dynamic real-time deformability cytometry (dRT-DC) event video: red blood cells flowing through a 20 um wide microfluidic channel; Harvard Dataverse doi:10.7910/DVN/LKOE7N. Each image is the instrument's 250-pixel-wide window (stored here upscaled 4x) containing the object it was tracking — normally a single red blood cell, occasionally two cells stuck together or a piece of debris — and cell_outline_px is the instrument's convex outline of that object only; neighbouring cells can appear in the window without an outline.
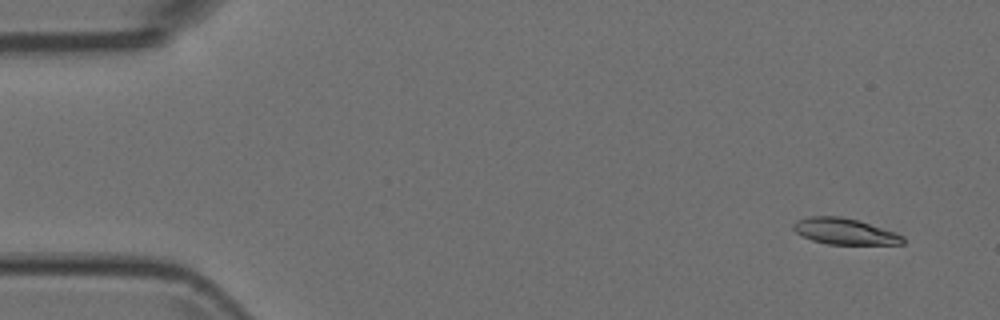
{"species": "Egyptian fruit bat (a non-hibernating species)", "species_latin": "Rousettus aegyptiacus", "temperature_condition": "room temperature", "stored_images_in_passage": 3, "camera_frame_rate_fps": 3000, "um_per_image_px": 0.085, "animal": {"sex": "female"}, "frame": {"image": 1, "passage_image": 1, "time_ms": 0.0, "image_size_px": [1000, 320], "cell_outline_px": [[904, 244], [828, 244], [812, 240], [796, 232], [792, 228], [792, 224], [796, 220], [808, 216], [840, 216], [856, 220], [896, 232], [904, 236]], "centroid_in_image_um": [71.78, 19.66], "position_along_channel_um": 13.2, "area_um2": 16.59}}